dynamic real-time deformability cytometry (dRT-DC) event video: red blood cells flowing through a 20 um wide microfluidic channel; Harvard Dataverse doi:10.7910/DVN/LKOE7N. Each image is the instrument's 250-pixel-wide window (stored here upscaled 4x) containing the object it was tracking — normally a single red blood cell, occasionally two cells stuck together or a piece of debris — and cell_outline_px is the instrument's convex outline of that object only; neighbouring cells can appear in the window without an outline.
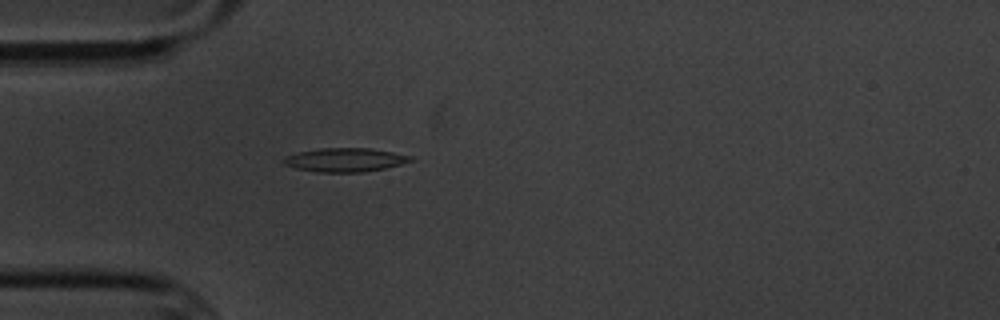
{"species": "common noctule bat (a hibernating species)", "species_latin": "Nyctalus noctula", "temperature_condition": "cold", "stored_images_in_passage": 3, "camera_frame_rate_fps": 3000, "um_per_image_px": 0.085, "animal": {"sex": "male", "body_mass_g": 20.1, "forearm_length_mm": 53.5}, "frame": {"image": 1, "passage_image": 3, "time_ms": 2.333, "image_size_px": [1000, 320], "cell_outline_px": [[416, 160], [384, 168], [364, 172], [316, 172], [296, 168], [284, 164], [284, 156], [300, 152], [320, 148], [368, 148], [392, 152], [412, 156]], "centroid_in_image_um": [29.35, 13.59], "position_along_channel_um": 55.7, "area_um2": 17.46}}